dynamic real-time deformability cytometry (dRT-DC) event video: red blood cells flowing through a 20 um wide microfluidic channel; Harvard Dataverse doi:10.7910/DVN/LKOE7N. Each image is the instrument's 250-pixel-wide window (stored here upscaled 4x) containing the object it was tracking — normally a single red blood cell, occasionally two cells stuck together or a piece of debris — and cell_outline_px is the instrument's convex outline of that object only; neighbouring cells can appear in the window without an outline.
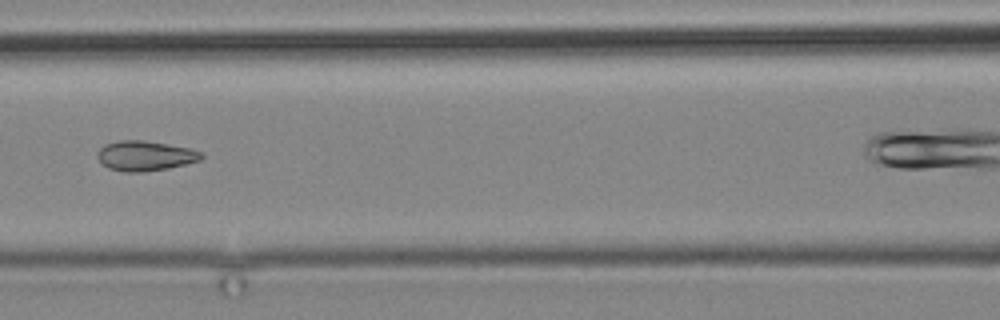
{"species": "common noctule bat (a hibernating species)", "species_latin": "Nyctalus noctula", "temperature_condition": "cold", "stored_images_in_passage": 7, "camera_frame_rate_fps": 3000, "um_per_image_px": 0.085, "animal": {"sex": "male", "body_mass_g": 19.2, "forearm_length_mm": 51.8}, "frame": {"image": 1, "passage_image": 6, "time_ms": 6.0, "image_size_px": [1000, 320], "cell_outline_px": [[204, 156], [200, 160], [168, 168], [144, 172], [124, 172], [108, 168], [96, 156], [96, 152], [104, 144], [120, 140], [144, 140], [192, 148], [200, 152]], "centroid_in_image_um": [12.32, 13.23], "position_along_channel_um": 154.3, "area_um2": 18.21}}